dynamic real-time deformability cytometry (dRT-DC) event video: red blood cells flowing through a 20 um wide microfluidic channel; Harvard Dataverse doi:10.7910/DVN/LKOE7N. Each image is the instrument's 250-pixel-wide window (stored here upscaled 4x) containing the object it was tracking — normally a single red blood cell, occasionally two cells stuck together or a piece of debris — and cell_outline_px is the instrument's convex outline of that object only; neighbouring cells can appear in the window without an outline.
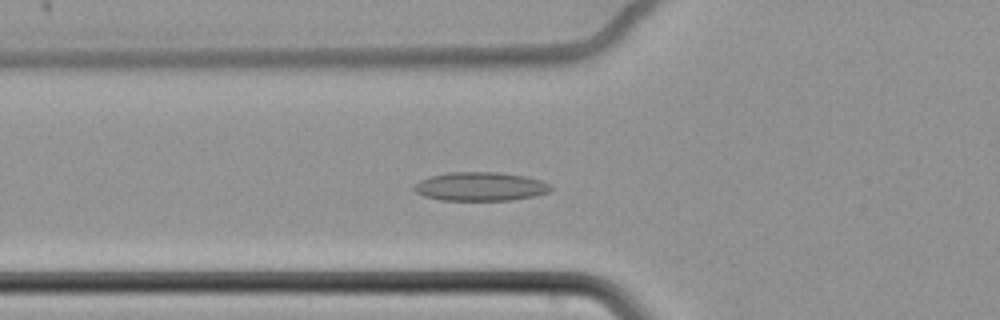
{"species": "common noctule bat (a hibernating species)", "species_latin": "Nyctalus noctula", "temperature_condition": "cold", "stored_images_in_passage": 66, "camera_frame_rate_fps": 3000, "um_per_image_px": 0.085, "animal": {"sex": "female", "body_mass_g": 22.7, "forearm_length_mm": 54.2}, "frame": {"image": 1, "passage_image": 27, "time_ms": 8.667, "image_size_px": [1000, 320], "cell_outline_px": [[552, 188], [548, 192], [536, 196], [512, 200], [440, 200], [424, 196], [416, 192], [412, 188], [420, 180], [428, 176], [448, 172], [500, 172], [524, 176], [540, 180], [552, 184]], "centroid_in_image_um": [40.84, 15.85], "position_along_channel_um": 85.0, "area_um2": 23.06}}
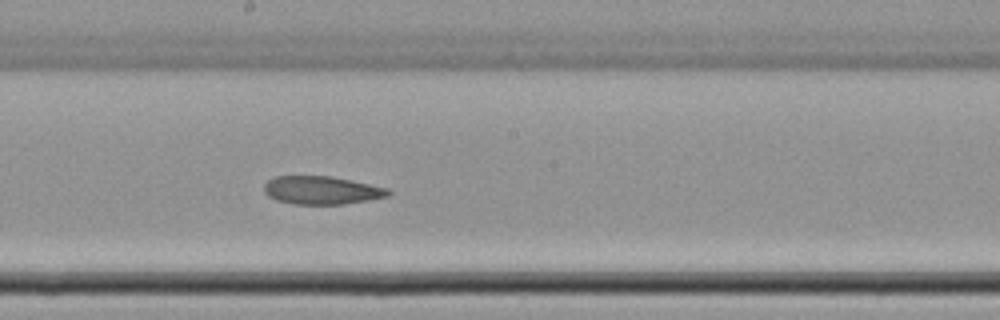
{"frame": {"image": 2, "passage_image": 39, "time_ms": 12.667, "image_size_px": [1000, 320], "cell_outline_px": [[392, 192], [388, 196], [368, 200], [344, 204], [292, 204], [276, 200], [268, 196], [264, 192], [264, 184], [268, 180], [276, 176], [332, 176], [352, 180], [388, 188]], "centroid_in_image_um": [27.33, 16.17], "position_along_channel_um": 220.9, "area_um2": 20.46}}
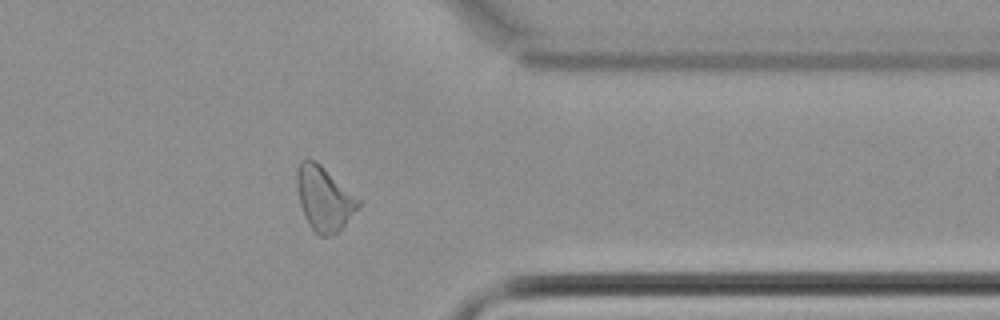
{"frame": {"image": 3, "passage_image": 54, "time_ms": 17.667, "image_size_px": [1000, 320], "cell_outline_px": [[360, 204], [344, 224], [336, 232], [328, 236], [320, 236], [308, 224], [304, 216], [300, 204], [296, 188], [296, 168], [300, 160], [308, 156], [316, 160], [360, 200]], "centroid_in_image_um": [27.48, 16.81], "position_along_channel_um": 383.9, "area_um2": 22.89}, "authors_computed_cell_mechanics": {"area_um2": 23.2067, "velocity_mm_per_s": 3.4137, "shape_relaxation_time_tau1_ms": null, "shape_relaxation_time_tau2_ms": 6.5816, "deformation_change_tau1": null, "deformation_change_tau2": 0.1187}}